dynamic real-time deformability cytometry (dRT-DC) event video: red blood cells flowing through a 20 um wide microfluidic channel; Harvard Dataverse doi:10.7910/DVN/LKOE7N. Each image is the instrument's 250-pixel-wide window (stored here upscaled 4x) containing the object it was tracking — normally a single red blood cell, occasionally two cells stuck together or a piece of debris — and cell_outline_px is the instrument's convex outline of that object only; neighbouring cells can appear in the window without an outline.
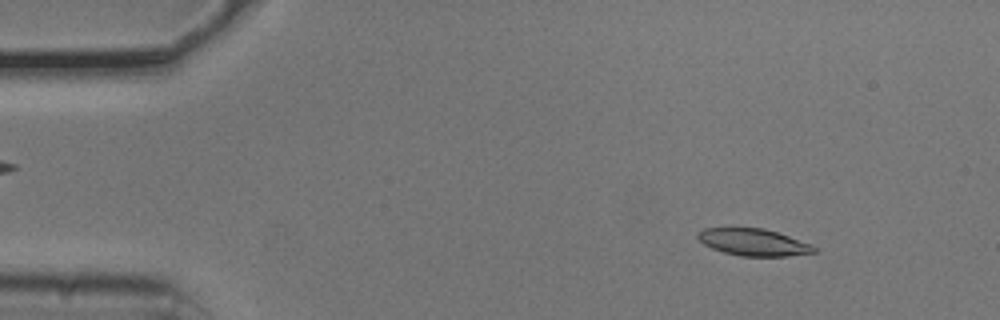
{"species": "common noctule bat (a hibernating species)", "species_latin": "Nyctalus noctula", "temperature_condition": "cold", "stored_images_in_passage": 53, "camera_frame_rate_fps": 3000, "um_per_image_px": 0.085, "animal": {"sex": "male", "body_mass_g": 20.5, "forearm_length_mm": 52.5}, "frame": {"image": 1, "passage_image": 6, "time_ms": 1.667, "image_size_px": [1000, 320], "cell_outline_px": [[816, 252], [788, 256], [740, 256], [724, 252], [712, 248], [704, 244], [696, 236], [696, 232], [704, 228], [764, 228], [812, 244], [816, 248]], "centroid_in_image_um": [64.03, 20.59], "position_along_channel_um": 21.0, "area_um2": 18.21}}
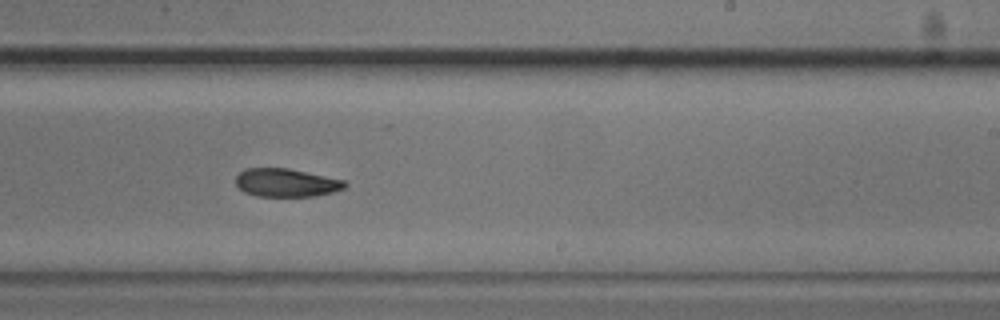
{"frame": {"image": 2, "passage_image": 32, "time_ms": 10.333, "image_size_px": [1000, 320], "cell_outline_px": [[348, 184], [344, 188], [332, 192], [312, 196], [256, 196], [244, 192], [236, 184], [236, 176], [244, 168], [288, 168], [344, 180]], "centroid_in_image_um": [24.31, 15.52], "position_along_channel_um": 264.7, "area_um2": 17.86}}
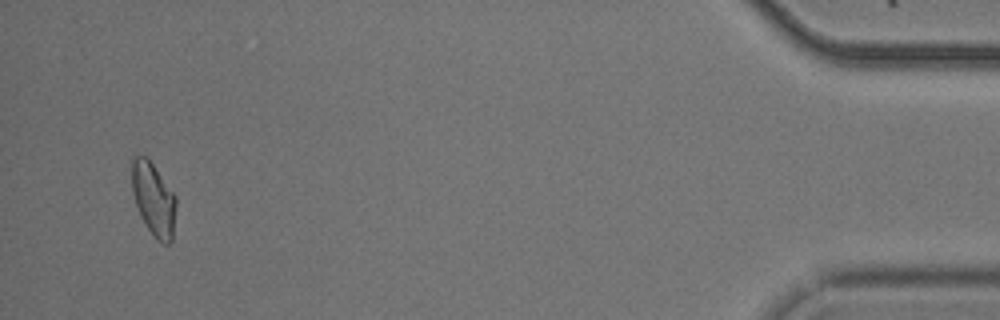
{"frame": {"image": 3, "passage_image": 51, "time_ms": 16.667, "image_size_px": [1000, 320], "cell_outline_px": [[176, 208], [172, 240], [168, 244], [164, 244], [156, 240], [152, 236], [140, 216], [132, 192], [132, 156], [144, 156], [152, 164], [176, 196]], "centroid_in_image_um": [13.05, 16.98], "position_along_channel_um": 422.1, "area_um2": 18.79}, "authors_computed_cell_mechanics": {"area_um2": 18.9006, "velocity_mm_per_s": 3.7481, "shape_relaxation_time_tau1_ms": 4.574, "shape_relaxation_time_tau2_ms": null, "deformation_change_tau1": 0.1431, "deformation_change_tau2": null}}